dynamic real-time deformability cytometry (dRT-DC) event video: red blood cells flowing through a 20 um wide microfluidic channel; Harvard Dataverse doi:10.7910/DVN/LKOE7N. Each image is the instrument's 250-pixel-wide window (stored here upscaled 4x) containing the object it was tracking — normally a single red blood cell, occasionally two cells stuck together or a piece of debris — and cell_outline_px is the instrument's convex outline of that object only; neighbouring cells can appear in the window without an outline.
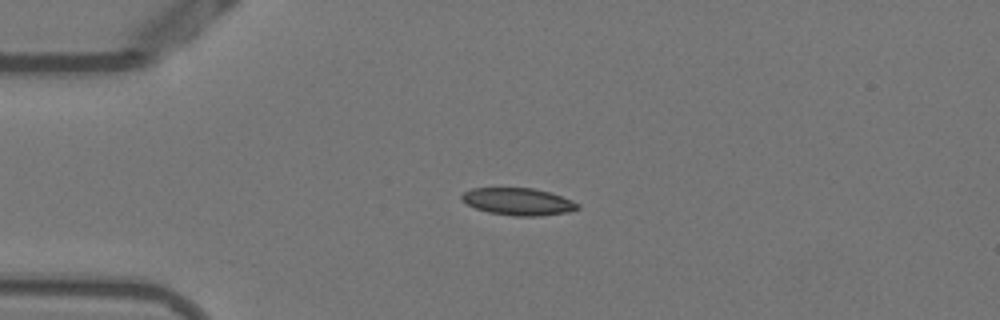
{"species": "Egyptian fruit bat (a non-hibernating species)", "species_latin": "Rousettus aegyptiacus", "temperature_condition": "warm", "stored_images_in_passage": 7, "camera_frame_rate_fps": 3000, "um_per_image_px": 0.085, "animal": {"sex": "female"}, "frame": {"image": 1, "passage_image": 1, "time_ms": 0.0, "image_size_px": [1000, 320], "cell_outline_px": [[580, 208], [568, 212], [540, 216], [512, 216], [488, 212], [476, 208], [460, 200], [460, 196], [464, 192], [472, 188], [532, 188], [548, 192], [572, 200], [580, 204]], "centroid_in_image_um": [44.04, 17.14], "position_along_channel_um": 41.0, "area_um2": 18.38}}